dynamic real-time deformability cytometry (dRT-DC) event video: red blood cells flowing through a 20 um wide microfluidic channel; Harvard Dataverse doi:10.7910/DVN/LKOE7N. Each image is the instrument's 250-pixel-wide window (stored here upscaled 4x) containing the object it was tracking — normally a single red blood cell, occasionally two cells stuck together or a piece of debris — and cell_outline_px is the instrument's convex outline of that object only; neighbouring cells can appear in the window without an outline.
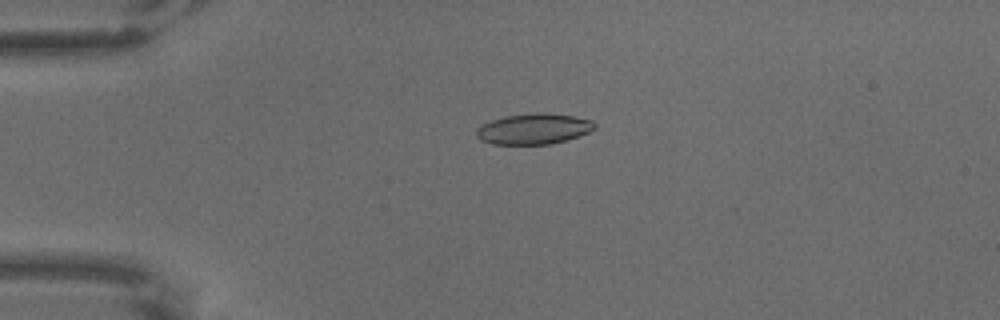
{"species": "common noctule bat (a hibernating species)", "species_latin": "Nyctalus noctula", "temperature_condition": "warm", "stored_images_in_passage": 6, "camera_frame_rate_fps": 3000, "um_per_image_px": 0.085, "animal": {"sex": "male", "body_mass_g": 18.8}, "frame": {"image": 1, "passage_image": 5, "time_ms": 1.333, "image_size_px": [1000, 320], "cell_outline_px": [[596, 128], [588, 132], [552, 144], [492, 144], [480, 140], [476, 136], [476, 128], [492, 120], [504, 116], [536, 112], [548, 112], [576, 116], [592, 120], [596, 124]], "centroid_in_image_um": [45.37, 10.94], "position_along_channel_um": 39.6, "area_um2": 21.27}}